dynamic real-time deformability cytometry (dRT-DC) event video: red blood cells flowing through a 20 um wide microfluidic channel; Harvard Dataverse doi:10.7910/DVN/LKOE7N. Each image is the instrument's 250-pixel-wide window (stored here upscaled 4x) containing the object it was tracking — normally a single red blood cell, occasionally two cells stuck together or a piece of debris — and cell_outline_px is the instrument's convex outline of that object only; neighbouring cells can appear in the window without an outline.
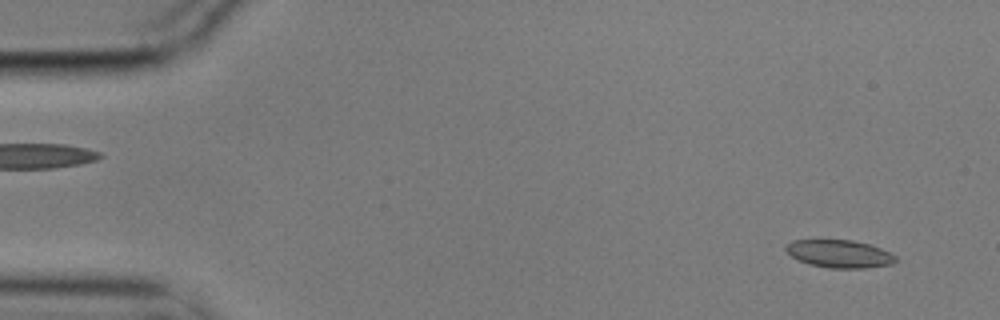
{"species": "common noctule bat (a hibernating species)", "species_latin": "Nyctalus noctula", "temperature_condition": "cold", "stored_images_in_passage": 2, "camera_frame_rate_fps": 3000, "um_per_image_px": 0.085, "animal": {"sex": "male", "body_mass_g": 17.9}, "frame": {"image": 1, "passage_image": 2, "time_ms": 0.333, "image_size_px": [1000, 320], "cell_outline_px": [[896, 260], [892, 264], [864, 268], [828, 268], [808, 264], [792, 256], [784, 248], [792, 240], [852, 240], [872, 244], [896, 256]], "centroid_in_image_um": [71.36, 21.57], "position_along_channel_um": 13.6, "area_um2": 17.69}}